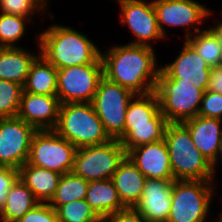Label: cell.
Masks as SVG:
<instances>
[{
	"instance_id": "f35d334b",
	"label": "cell",
	"mask_w": 222,
	"mask_h": 222,
	"mask_svg": "<svg viewBox=\"0 0 222 222\" xmlns=\"http://www.w3.org/2000/svg\"><path fill=\"white\" fill-rule=\"evenodd\" d=\"M221 213V214H220ZM219 213L218 219H216V222H222V212Z\"/></svg>"
},
{
	"instance_id": "1f68e13d",
	"label": "cell",
	"mask_w": 222,
	"mask_h": 222,
	"mask_svg": "<svg viewBox=\"0 0 222 222\" xmlns=\"http://www.w3.org/2000/svg\"><path fill=\"white\" fill-rule=\"evenodd\" d=\"M198 116L222 120V94L206 90L203 94Z\"/></svg>"
},
{
	"instance_id": "4dcf8cb0",
	"label": "cell",
	"mask_w": 222,
	"mask_h": 222,
	"mask_svg": "<svg viewBox=\"0 0 222 222\" xmlns=\"http://www.w3.org/2000/svg\"><path fill=\"white\" fill-rule=\"evenodd\" d=\"M48 1L49 0H0V12L32 18L33 21L37 13L39 16L42 14L44 16L45 12L49 9L47 7Z\"/></svg>"
},
{
	"instance_id": "5bb4252c",
	"label": "cell",
	"mask_w": 222,
	"mask_h": 222,
	"mask_svg": "<svg viewBox=\"0 0 222 222\" xmlns=\"http://www.w3.org/2000/svg\"><path fill=\"white\" fill-rule=\"evenodd\" d=\"M37 130L21 118H0V166L19 169L28 159Z\"/></svg>"
},
{
	"instance_id": "ab89813d",
	"label": "cell",
	"mask_w": 222,
	"mask_h": 222,
	"mask_svg": "<svg viewBox=\"0 0 222 222\" xmlns=\"http://www.w3.org/2000/svg\"><path fill=\"white\" fill-rule=\"evenodd\" d=\"M114 1H116V2H118V3H119V2H121V1H125V0H114Z\"/></svg>"
},
{
	"instance_id": "8fae6325",
	"label": "cell",
	"mask_w": 222,
	"mask_h": 222,
	"mask_svg": "<svg viewBox=\"0 0 222 222\" xmlns=\"http://www.w3.org/2000/svg\"><path fill=\"white\" fill-rule=\"evenodd\" d=\"M103 76V62L58 69L57 97L61 104L91 103Z\"/></svg>"
},
{
	"instance_id": "ffe728a7",
	"label": "cell",
	"mask_w": 222,
	"mask_h": 222,
	"mask_svg": "<svg viewBox=\"0 0 222 222\" xmlns=\"http://www.w3.org/2000/svg\"><path fill=\"white\" fill-rule=\"evenodd\" d=\"M36 44L39 49L37 55L22 46L0 47V79L23 87L32 63L40 55L39 42Z\"/></svg>"
},
{
	"instance_id": "52a82bcc",
	"label": "cell",
	"mask_w": 222,
	"mask_h": 222,
	"mask_svg": "<svg viewBox=\"0 0 222 222\" xmlns=\"http://www.w3.org/2000/svg\"><path fill=\"white\" fill-rule=\"evenodd\" d=\"M154 92L168 123H181L198 116L204 92L191 82L170 79L160 70Z\"/></svg>"
},
{
	"instance_id": "6da1fadb",
	"label": "cell",
	"mask_w": 222,
	"mask_h": 222,
	"mask_svg": "<svg viewBox=\"0 0 222 222\" xmlns=\"http://www.w3.org/2000/svg\"><path fill=\"white\" fill-rule=\"evenodd\" d=\"M156 55L149 46L127 43L111 46L101 52L104 76L135 95L154 92L161 70Z\"/></svg>"
},
{
	"instance_id": "836d02e7",
	"label": "cell",
	"mask_w": 222,
	"mask_h": 222,
	"mask_svg": "<svg viewBox=\"0 0 222 222\" xmlns=\"http://www.w3.org/2000/svg\"><path fill=\"white\" fill-rule=\"evenodd\" d=\"M18 178V169L0 166V210L4 207L9 189Z\"/></svg>"
},
{
	"instance_id": "603a6c76",
	"label": "cell",
	"mask_w": 222,
	"mask_h": 222,
	"mask_svg": "<svg viewBox=\"0 0 222 222\" xmlns=\"http://www.w3.org/2000/svg\"><path fill=\"white\" fill-rule=\"evenodd\" d=\"M85 200L102 220L126 208L119 198L112 179L90 181Z\"/></svg>"
},
{
	"instance_id": "cb8c5ba5",
	"label": "cell",
	"mask_w": 222,
	"mask_h": 222,
	"mask_svg": "<svg viewBox=\"0 0 222 222\" xmlns=\"http://www.w3.org/2000/svg\"><path fill=\"white\" fill-rule=\"evenodd\" d=\"M57 73L58 69L40 54L30 67L23 92L57 95Z\"/></svg>"
},
{
	"instance_id": "8992f818",
	"label": "cell",
	"mask_w": 222,
	"mask_h": 222,
	"mask_svg": "<svg viewBox=\"0 0 222 222\" xmlns=\"http://www.w3.org/2000/svg\"><path fill=\"white\" fill-rule=\"evenodd\" d=\"M215 181L174 180L167 222H206L210 213Z\"/></svg>"
},
{
	"instance_id": "7402d4cb",
	"label": "cell",
	"mask_w": 222,
	"mask_h": 222,
	"mask_svg": "<svg viewBox=\"0 0 222 222\" xmlns=\"http://www.w3.org/2000/svg\"><path fill=\"white\" fill-rule=\"evenodd\" d=\"M19 178L33 192L40 203H49L55 195L62 174L25 163L19 169Z\"/></svg>"
},
{
	"instance_id": "d4e9b609",
	"label": "cell",
	"mask_w": 222,
	"mask_h": 222,
	"mask_svg": "<svg viewBox=\"0 0 222 222\" xmlns=\"http://www.w3.org/2000/svg\"><path fill=\"white\" fill-rule=\"evenodd\" d=\"M38 203L33 192L18 178L9 189L4 207L0 210V222H17Z\"/></svg>"
},
{
	"instance_id": "d6986e66",
	"label": "cell",
	"mask_w": 222,
	"mask_h": 222,
	"mask_svg": "<svg viewBox=\"0 0 222 222\" xmlns=\"http://www.w3.org/2000/svg\"><path fill=\"white\" fill-rule=\"evenodd\" d=\"M174 180L146 179L142 196L134 209L147 222H167Z\"/></svg>"
},
{
	"instance_id": "f546056e",
	"label": "cell",
	"mask_w": 222,
	"mask_h": 222,
	"mask_svg": "<svg viewBox=\"0 0 222 222\" xmlns=\"http://www.w3.org/2000/svg\"><path fill=\"white\" fill-rule=\"evenodd\" d=\"M22 93L21 85L0 79V118L18 116Z\"/></svg>"
},
{
	"instance_id": "2e32d148",
	"label": "cell",
	"mask_w": 222,
	"mask_h": 222,
	"mask_svg": "<svg viewBox=\"0 0 222 222\" xmlns=\"http://www.w3.org/2000/svg\"><path fill=\"white\" fill-rule=\"evenodd\" d=\"M126 156L147 179L174 180L164 139L132 148Z\"/></svg>"
},
{
	"instance_id": "d590c367",
	"label": "cell",
	"mask_w": 222,
	"mask_h": 222,
	"mask_svg": "<svg viewBox=\"0 0 222 222\" xmlns=\"http://www.w3.org/2000/svg\"><path fill=\"white\" fill-rule=\"evenodd\" d=\"M207 90L222 94V68L212 67Z\"/></svg>"
},
{
	"instance_id": "e575fe53",
	"label": "cell",
	"mask_w": 222,
	"mask_h": 222,
	"mask_svg": "<svg viewBox=\"0 0 222 222\" xmlns=\"http://www.w3.org/2000/svg\"><path fill=\"white\" fill-rule=\"evenodd\" d=\"M102 222H147L134 208L126 207L106 216Z\"/></svg>"
},
{
	"instance_id": "5b68a950",
	"label": "cell",
	"mask_w": 222,
	"mask_h": 222,
	"mask_svg": "<svg viewBox=\"0 0 222 222\" xmlns=\"http://www.w3.org/2000/svg\"><path fill=\"white\" fill-rule=\"evenodd\" d=\"M54 131L76 148L106 143L111 139L92 103L85 102L61 104Z\"/></svg>"
},
{
	"instance_id": "484cf974",
	"label": "cell",
	"mask_w": 222,
	"mask_h": 222,
	"mask_svg": "<svg viewBox=\"0 0 222 222\" xmlns=\"http://www.w3.org/2000/svg\"><path fill=\"white\" fill-rule=\"evenodd\" d=\"M89 182L73 172L61 175L55 195L50 200L49 205L56 209L71 201L86 198Z\"/></svg>"
},
{
	"instance_id": "d6a6232c",
	"label": "cell",
	"mask_w": 222,
	"mask_h": 222,
	"mask_svg": "<svg viewBox=\"0 0 222 222\" xmlns=\"http://www.w3.org/2000/svg\"><path fill=\"white\" fill-rule=\"evenodd\" d=\"M17 222H60L49 203H38Z\"/></svg>"
},
{
	"instance_id": "ac0fdd59",
	"label": "cell",
	"mask_w": 222,
	"mask_h": 222,
	"mask_svg": "<svg viewBox=\"0 0 222 222\" xmlns=\"http://www.w3.org/2000/svg\"><path fill=\"white\" fill-rule=\"evenodd\" d=\"M182 123L188 128L196 148L216 168L219 162L222 164V120L196 116Z\"/></svg>"
},
{
	"instance_id": "4316f807",
	"label": "cell",
	"mask_w": 222,
	"mask_h": 222,
	"mask_svg": "<svg viewBox=\"0 0 222 222\" xmlns=\"http://www.w3.org/2000/svg\"><path fill=\"white\" fill-rule=\"evenodd\" d=\"M186 41L196 50V52L209 64L216 67L220 59L221 45L218 35L211 29H204Z\"/></svg>"
},
{
	"instance_id": "74e56055",
	"label": "cell",
	"mask_w": 222,
	"mask_h": 222,
	"mask_svg": "<svg viewBox=\"0 0 222 222\" xmlns=\"http://www.w3.org/2000/svg\"><path fill=\"white\" fill-rule=\"evenodd\" d=\"M220 53H221V54H220V59H219V62H218L217 67L222 68V48H221V52H220Z\"/></svg>"
},
{
	"instance_id": "83f0119b",
	"label": "cell",
	"mask_w": 222,
	"mask_h": 222,
	"mask_svg": "<svg viewBox=\"0 0 222 222\" xmlns=\"http://www.w3.org/2000/svg\"><path fill=\"white\" fill-rule=\"evenodd\" d=\"M32 19L0 12V47H19L18 41L24 38L27 23Z\"/></svg>"
},
{
	"instance_id": "44dd1931",
	"label": "cell",
	"mask_w": 222,
	"mask_h": 222,
	"mask_svg": "<svg viewBox=\"0 0 222 222\" xmlns=\"http://www.w3.org/2000/svg\"><path fill=\"white\" fill-rule=\"evenodd\" d=\"M146 179L127 156L119 164L112 180L125 207L134 208L139 202Z\"/></svg>"
},
{
	"instance_id": "9c48e42d",
	"label": "cell",
	"mask_w": 222,
	"mask_h": 222,
	"mask_svg": "<svg viewBox=\"0 0 222 222\" xmlns=\"http://www.w3.org/2000/svg\"><path fill=\"white\" fill-rule=\"evenodd\" d=\"M134 96V93L105 76L100 80L91 103L111 139L120 140L123 137L126 110Z\"/></svg>"
},
{
	"instance_id": "9a60e30c",
	"label": "cell",
	"mask_w": 222,
	"mask_h": 222,
	"mask_svg": "<svg viewBox=\"0 0 222 222\" xmlns=\"http://www.w3.org/2000/svg\"><path fill=\"white\" fill-rule=\"evenodd\" d=\"M174 61L161 66V71L170 79L191 82L198 89L207 90L212 67L186 41Z\"/></svg>"
},
{
	"instance_id": "8d00e7d4",
	"label": "cell",
	"mask_w": 222,
	"mask_h": 222,
	"mask_svg": "<svg viewBox=\"0 0 222 222\" xmlns=\"http://www.w3.org/2000/svg\"><path fill=\"white\" fill-rule=\"evenodd\" d=\"M219 37V43L222 48V21H219L214 27H210Z\"/></svg>"
},
{
	"instance_id": "7c38bea8",
	"label": "cell",
	"mask_w": 222,
	"mask_h": 222,
	"mask_svg": "<svg viewBox=\"0 0 222 222\" xmlns=\"http://www.w3.org/2000/svg\"><path fill=\"white\" fill-rule=\"evenodd\" d=\"M152 3L160 31L165 38L167 37L166 26L181 27L184 28V40H186L202 31L199 25H202L203 21L205 23V20L213 13L197 0H152Z\"/></svg>"
},
{
	"instance_id": "4fadbf2b",
	"label": "cell",
	"mask_w": 222,
	"mask_h": 222,
	"mask_svg": "<svg viewBox=\"0 0 222 222\" xmlns=\"http://www.w3.org/2000/svg\"><path fill=\"white\" fill-rule=\"evenodd\" d=\"M120 23L128 26L135 40L128 44L153 47V42L167 40L160 31L156 12L151 1L125 0L119 2Z\"/></svg>"
},
{
	"instance_id": "ba28073f",
	"label": "cell",
	"mask_w": 222,
	"mask_h": 222,
	"mask_svg": "<svg viewBox=\"0 0 222 222\" xmlns=\"http://www.w3.org/2000/svg\"><path fill=\"white\" fill-rule=\"evenodd\" d=\"M126 150L118 139L77 148L72 172L86 181L112 179Z\"/></svg>"
},
{
	"instance_id": "e0dca14e",
	"label": "cell",
	"mask_w": 222,
	"mask_h": 222,
	"mask_svg": "<svg viewBox=\"0 0 222 222\" xmlns=\"http://www.w3.org/2000/svg\"><path fill=\"white\" fill-rule=\"evenodd\" d=\"M61 102L57 95H39L23 92L18 117L36 130H54Z\"/></svg>"
},
{
	"instance_id": "7a4b0ae2",
	"label": "cell",
	"mask_w": 222,
	"mask_h": 222,
	"mask_svg": "<svg viewBox=\"0 0 222 222\" xmlns=\"http://www.w3.org/2000/svg\"><path fill=\"white\" fill-rule=\"evenodd\" d=\"M37 37L40 54L57 69L102 62L98 45L75 28L52 24Z\"/></svg>"
},
{
	"instance_id": "3957f363",
	"label": "cell",
	"mask_w": 222,
	"mask_h": 222,
	"mask_svg": "<svg viewBox=\"0 0 222 222\" xmlns=\"http://www.w3.org/2000/svg\"><path fill=\"white\" fill-rule=\"evenodd\" d=\"M174 180L216 181V168L194 145L188 128L181 123H168L164 138Z\"/></svg>"
},
{
	"instance_id": "30bf717a",
	"label": "cell",
	"mask_w": 222,
	"mask_h": 222,
	"mask_svg": "<svg viewBox=\"0 0 222 222\" xmlns=\"http://www.w3.org/2000/svg\"><path fill=\"white\" fill-rule=\"evenodd\" d=\"M77 148L54 130H37L31 140L27 163L56 171L72 172Z\"/></svg>"
},
{
	"instance_id": "277c9868",
	"label": "cell",
	"mask_w": 222,
	"mask_h": 222,
	"mask_svg": "<svg viewBox=\"0 0 222 222\" xmlns=\"http://www.w3.org/2000/svg\"><path fill=\"white\" fill-rule=\"evenodd\" d=\"M167 124L155 92L135 95L128 104L124 134L119 141L127 153L137 146L162 140Z\"/></svg>"
},
{
	"instance_id": "f1b7e54d",
	"label": "cell",
	"mask_w": 222,
	"mask_h": 222,
	"mask_svg": "<svg viewBox=\"0 0 222 222\" xmlns=\"http://www.w3.org/2000/svg\"><path fill=\"white\" fill-rule=\"evenodd\" d=\"M60 222H102L85 199L71 201L55 209Z\"/></svg>"
}]
</instances>
